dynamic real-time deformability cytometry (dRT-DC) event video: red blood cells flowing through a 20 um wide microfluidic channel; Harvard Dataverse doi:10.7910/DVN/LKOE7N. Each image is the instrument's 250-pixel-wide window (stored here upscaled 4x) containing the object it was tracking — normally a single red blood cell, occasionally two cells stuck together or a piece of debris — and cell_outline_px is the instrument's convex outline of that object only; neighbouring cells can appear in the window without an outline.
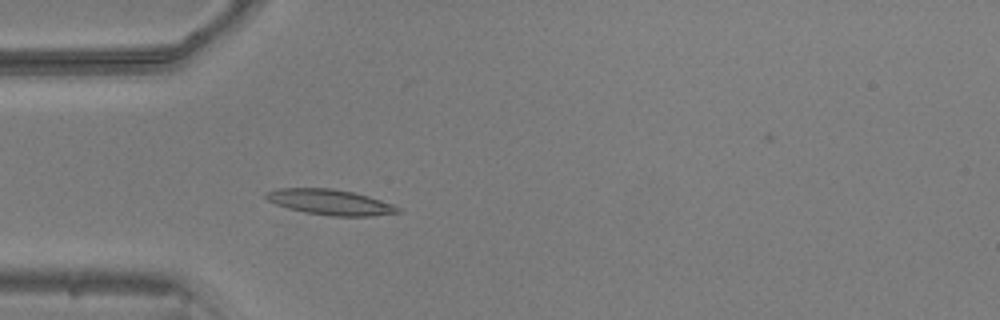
{"species": "common noctule bat (a hibernating species)", "species_latin": "Nyctalus noctula", "temperature_condition": "warm", "stored_images_in_passage": 52, "camera_frame_rate_fps": 3000, "um_per_image_px": 0.085, "animal": {"sex": "male", "body_mass_g": 20.5, "forearm_length_mm": 52.5}, "frame": {"image": 1, "passage_image": 15, "time_ms": 4.667, "image_size_px": [1000, 320], "cell_outline_px": [[400, 212], [372, 216], [332, 216], [304, 212], [288, 208], [276, 204], [268, 200], [264, 196], [268, 192], [276, 188], [332, 188], [352, 192], [368, 196], [392, 204], [400, 208]], "centroid_in_image_um": [28.05, 17.18], "position_along_channel_um": 56.9, "area_um2": 19.42}}
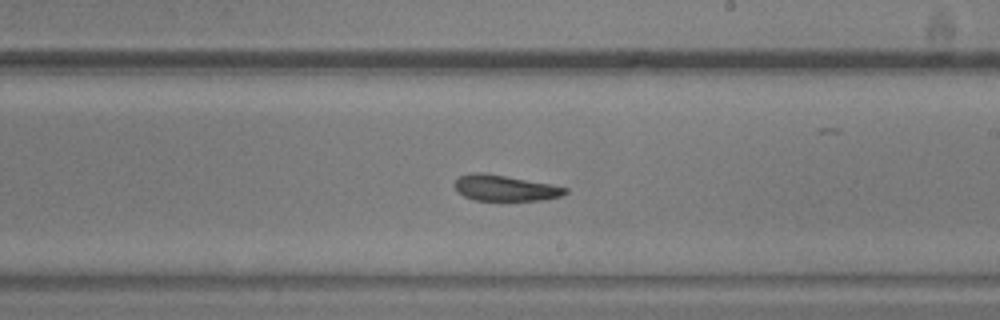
{"frame": {"image": 2, "passage_image": 30, "time_ms": 9.667, "image_size_px": [1000, 320], "cell_outline_px": [[568, 192], [560, 196], [544, 200], [476, 200], [464, 196], [456, 192], [456, 180], [460, 176], [472, 172], [484, 172], [552, 184], [568, 188]], "centroid_in_image_um": [42.94, 15.97], "position_along_channel_um": 246.1, "area_um2": 16.65}}
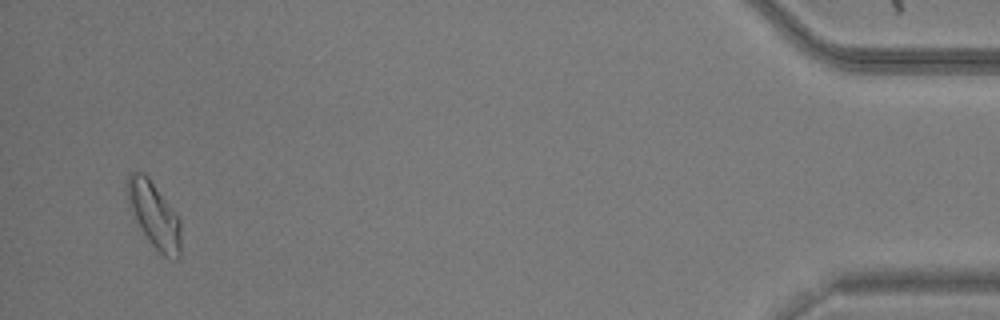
{"frame": {"image": 3, "passage_image": 50, "time_ms": 16.333, "image_size_px": [1000, 320], "cell_outline_px": [[180, 256], [176, 260], [164, 256], [148, 240], [136, 220], [128, 204], [128, 172], [144, 172], [148, 176], [180, 220]], "centroid_in_image_um": [13.11, 18.27], "position_along_channel_um": 422.1, "area_um2": 20.0}, "authors_computed_cell_mechanics": {"area_um2": 18.0625, "velocity_mm_per_s": 3.8533, "shape_relaxation_time_tau1_ms": null, "shape_relaxation_time_tau2_ms": 4.3001, "deformation_change_tau1": null, "deformation_change_tau2": 0.1197}}